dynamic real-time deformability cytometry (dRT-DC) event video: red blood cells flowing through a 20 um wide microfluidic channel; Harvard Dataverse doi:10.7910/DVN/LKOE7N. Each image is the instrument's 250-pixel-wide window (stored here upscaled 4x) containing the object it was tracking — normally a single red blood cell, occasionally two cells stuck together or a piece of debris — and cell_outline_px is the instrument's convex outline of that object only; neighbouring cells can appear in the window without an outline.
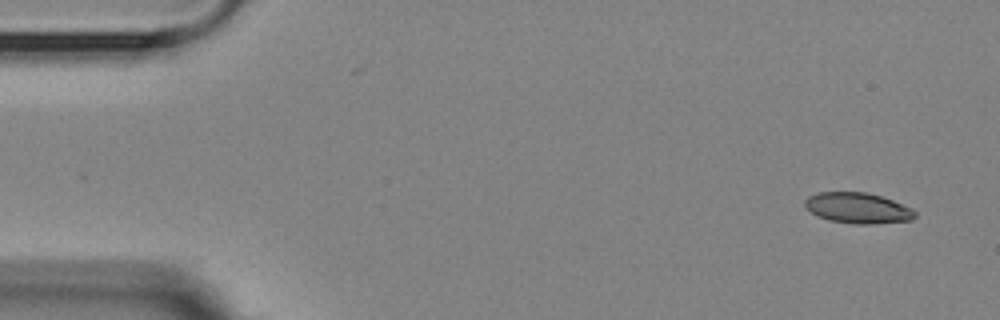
{"species": "Egyptian fruit bat (a non-hibernating species)", "species_latin": "Rousettus aegyptiacus", "temperature_condition": "room temperature", "stored_images_in_passage": 5, "camera_frame_rate_fps": 3000, "um_per_image_px": 0.085, "animal": {"sex": "female"}, "frame": {"image": 1, "passage_image": 1, "time_ms": 0.0, "image_size_px": [1000, 320], "cell_outline_px": [[916, 216], [912, 220], [868, 224], [856, 224], [832, 220], [816, 216], [804, 204], [804, 200], [808, 196], [816, 192], [868, 192], [892, 200], [912, 208], [916, 212]], "centroid_in_image_um": [72.91, 17.67], "position_along_channel_um": 12.1, "area_um2": 19.59}}
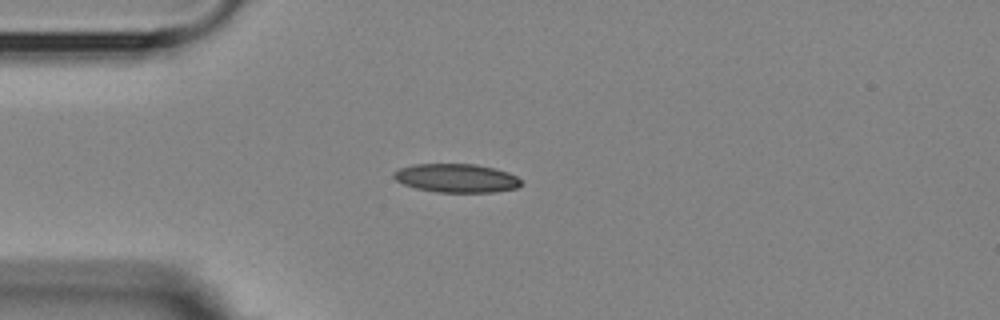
{"frame": {"image": 2, "passage_image": 4, "time_ms": 3.667, "image_size_px": [1000, 320], "cell_outline_px": [[524, 184], [516, 188], [492, 192], [436, 192], [416, 188], [404, 184], [396, 180], [392, 176], [392, 172], [400, 168], [412, 164], [476, 164], [508, 172], [516, 176]], "centroid_in_image_um": [38.78, 15.14], "position_along_channel_um": 46.2, "area_um2": 21.27}}